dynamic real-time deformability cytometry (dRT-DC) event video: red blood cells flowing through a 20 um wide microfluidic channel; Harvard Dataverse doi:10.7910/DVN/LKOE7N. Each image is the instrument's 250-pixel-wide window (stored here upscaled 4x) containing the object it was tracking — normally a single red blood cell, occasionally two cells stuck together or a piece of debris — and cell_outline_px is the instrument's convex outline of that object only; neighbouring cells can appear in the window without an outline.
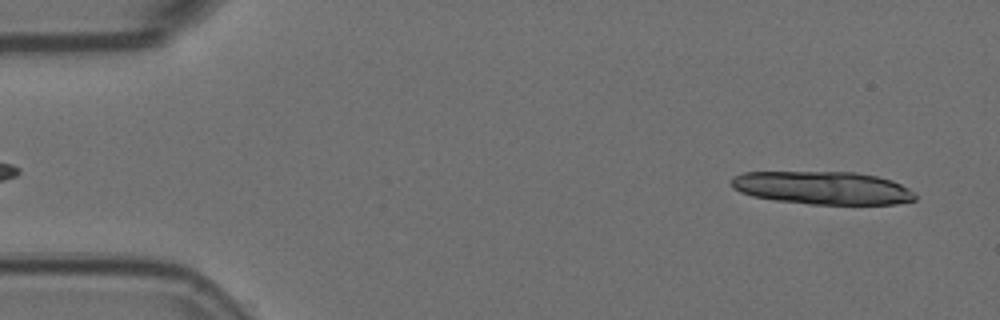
{"species": "Egyptian fruit bat (a non-hibernating species)", "species_latin": "Rousettus aegyptiacus", "temperature_condition": "room temperature", "stored_images_in_passage": 39, "camera_frame_rate_fps": 3000, "um_per_image_px": 0.085, "animal": {"sex": "female"}, "frame": {"image": 1, "passage_image": 2, "time_ms": 0.333, "image_size_px": [1000, 320], "cell_outline_px": [[916, 200], [896, 204], [808, 204], [776, 200], [752, 196], [740, 192], [732, 188], [728, 180], [732, 176], [744, 172], [856, 172], [876, 176], [892, 180], [916, 192]], "centroid_in_image_um": [69.9, 15.97], "position_along_channel_um": 15.1, "area_um2": 35.66}}
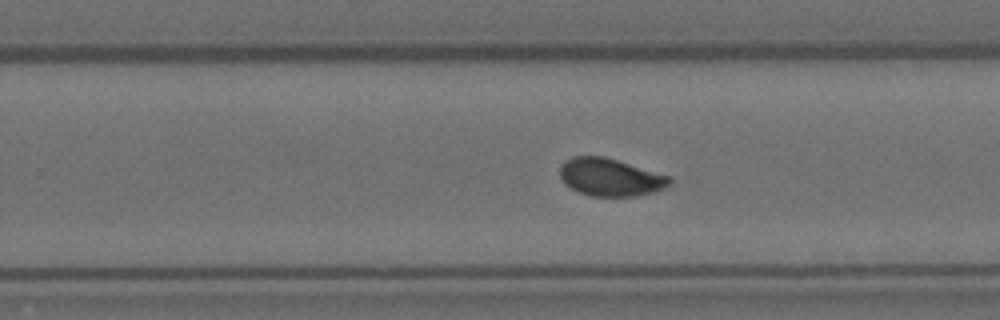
{"frame": {"image": 2, "passage_image": 18, "time_ms": 5.667, "image_size_px": [1000, 320], "cell_outline_px": [[672, 184], [656, 192], [636, 196], [592, 196], [580, 192], [564, 184], [560, 176], [560, 164], [564, 160], [572, 156], [604, 156], [672, 176]], "centroid_in_image_um": [51.9, 15.06], "position_along_channel_um": 277.9, "area_um2": 24.39}}
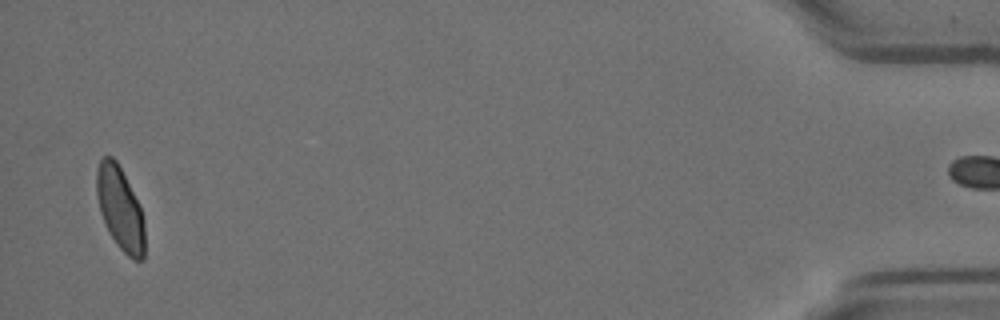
{"frame": {"image": 3, "passage_image": 38, "time_ms": 12.333, "image_size_px": [1000, 320], "cell_outline_px": [[144, 260], [132, 260], [116, 244], [108, 232], [104, 224], [100, 212], [96, 192], [96, 172], [100, 160], [104, 156], [112, 156], [116, 160], [140, 204], [144, 220]], "centroid_in_image_um": [10.21, 17.74], "position_along_channel_um": 425.0, "area_um2": 23.52}, "authors_computed_cell_mechanics": {"area_um2": 23.5824, "velocity_mm_per_s": 3.5364, "shape_relaxation_time_tau1_ms": 5.9581, "shape_relaxation_time_tau2_ms": null, "deformation_change_tau1": 0.1299, "deformation_change_tau2": null}}